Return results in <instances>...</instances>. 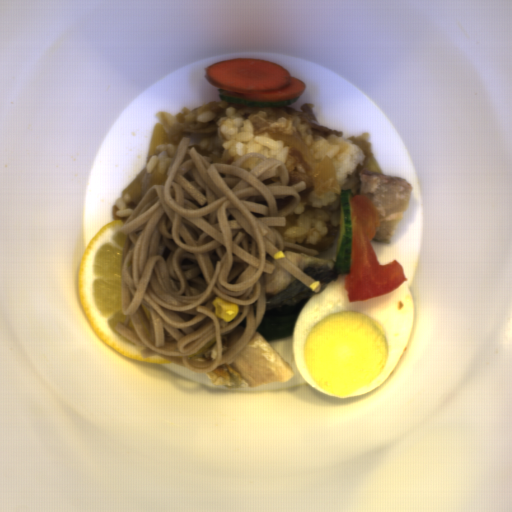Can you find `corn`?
Returning a JSON list of instances; mask_svg holds the SVG:
<instances>
[{"instance_id": "corn-1", "label": "corn", "mask_w": 512, "mask_h": 512, "mask_svg": "<svg viewBox=\"0 0 512 512\" xmlns=\"http://www.w3.org/2000/svg\"><path fill=\"white\" fill-rule=\"evenodd\" d=\"M214 307V316L226 323L232 322L240 311L239 305L233 302H227L216 296L211 302Z\"/></svg>"}, {"instance_id": "corn-2", "label": "corn", "mask_w": 512, "mask_h": 512, "mask_svg": "<svg viewBox=\"0 0 512 512\" xmlns=\"http://www.w3.org/2000/svg\"><path fill=\"white\" fill-rule=\"evenodd\" d=\"M312 291H316L321 286V281L317 280L308 285Z\"/></svg>"}, {"instance_id": "corn-3", "label": "corn", "mask_w": 512, "mask_h": 512, "mask_svg": "<svg viewBox=\"0 0 512 512\" xmlns=\"http://www.w3.org/2000/svg\"><path fill=\"white\" fill-rule=\"evenodd\" d=\"M284 256H285V253H284L282 250H281V251L274 252V254H273V258H274L275 260H278V261H280L281 259H283V258H284Z\"/></svg>"}]
</instances>
